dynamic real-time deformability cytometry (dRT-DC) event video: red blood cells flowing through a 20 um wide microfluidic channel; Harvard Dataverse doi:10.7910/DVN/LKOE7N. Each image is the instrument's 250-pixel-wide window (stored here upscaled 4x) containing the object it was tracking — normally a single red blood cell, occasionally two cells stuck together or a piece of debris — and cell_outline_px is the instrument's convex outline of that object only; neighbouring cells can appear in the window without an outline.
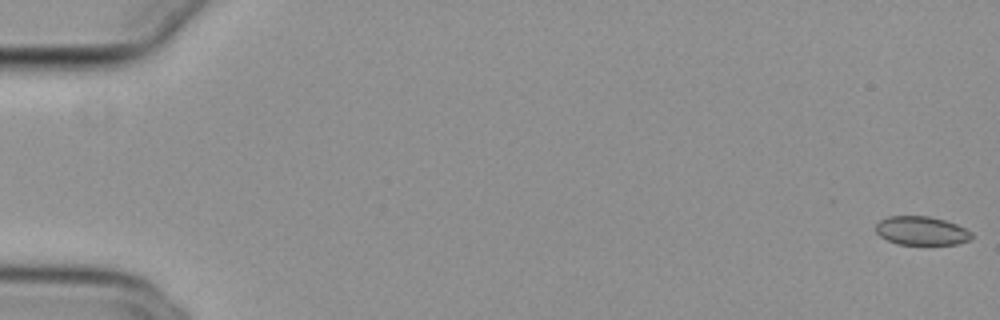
{"species": "common noctule bat (a hibernating species)", "species_latin": "Nyctalus noctula", "temperature_condition": "cold", "stored_images_in_passage": 24, "camera_frame_rate_fps": 3000, "um_per_image_px": 0.085, "animal": {"sex": "female", "body_mass_g": 29.2, "forearm_length_mm": 56.3}, "frame": {"image": 1, "passage_image": 1, "time_ms": 0.0, "image_size_px": [1000, 320], "cell_outline_px": [[972, 236], [968, 240], [956, 244], [896, 244], [880, 236], [876, 232], [876, 224], [880, 220], [888, 216], [928, 216], [944, 220], [956, 224], [972, 232]], "centroid_in_image_um": [78.3, 19.61], "position_along_channel_um": 6.7, "area_um2": 15.9}}
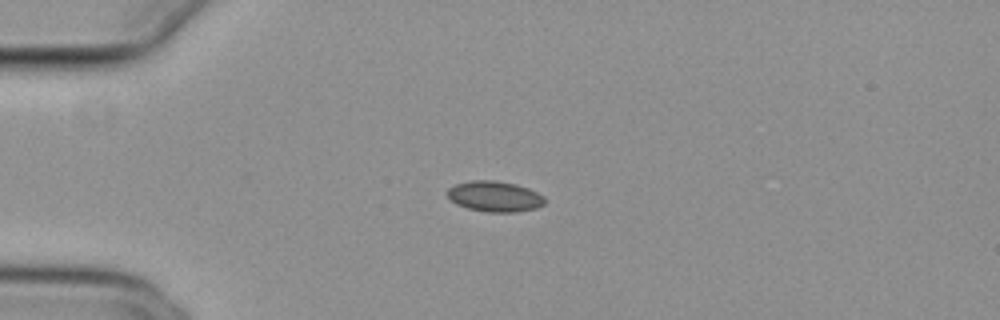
{"frame": {"image": 2, "passage_image": 15, "time_ms": 4.667, "image_size_px": [1000, 320], "cell_outline_px": [[544, 204], [536, 208], [516, 212], [488, 212], [468, 208], [456, 204], [448, 196], [448, 188], [456, 184], [472, 180], [496, 180], [516, 184], [528, 188], [544, 196]], "centroid_in_image_um": [42.06, 16.69], "position_along_channel_um": 42.9, "area_um2": 17.28}}
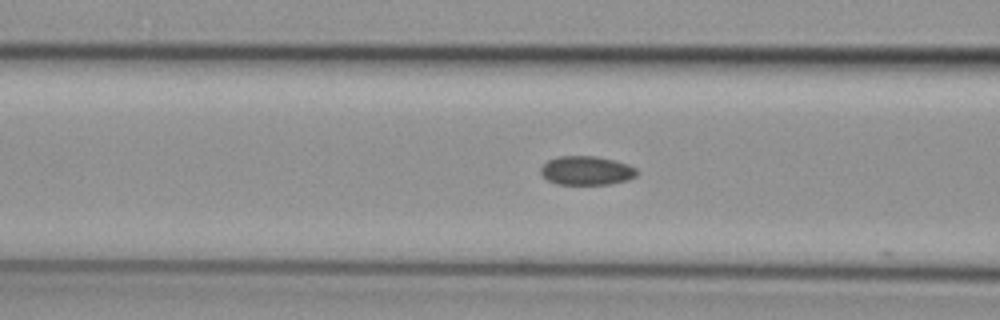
{"frame": {"image": 3, "passage_image": 23, "time_ms": 7.333, "image_size_px": [1000, 320], "cell_outline_px": [[640, 172], [636, 176], [628, 180], [612, 184], [556, 184], [548, 180], [540, 172], [540, 168], [548, 160], [560, 156], [596, 156], [616, 160], [628, 164], [636, 168]], "centroid_in_image_um": [49.9, 14.5], "position_along_channel_um": 116.7, "area_um2": 16.36}}